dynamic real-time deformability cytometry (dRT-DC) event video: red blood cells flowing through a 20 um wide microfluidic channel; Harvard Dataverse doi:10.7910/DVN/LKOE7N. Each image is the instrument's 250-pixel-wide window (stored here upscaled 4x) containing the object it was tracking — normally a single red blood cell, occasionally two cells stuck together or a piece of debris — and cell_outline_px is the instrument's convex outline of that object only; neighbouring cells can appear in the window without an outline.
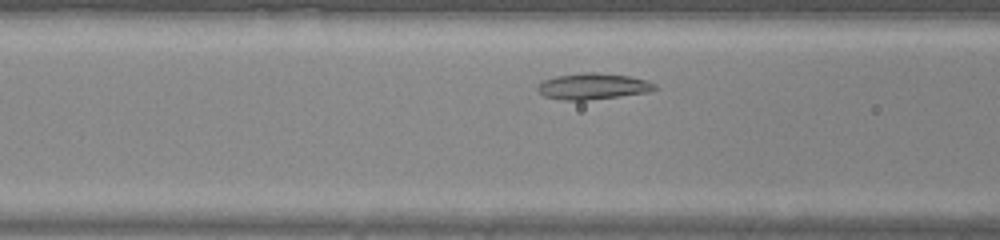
{"species": "common noctule bat (a hibernating species)", "species_latin": "Nyctalus noctula", "temperature_condition": "warm", "stored_images_in_passage": 26, "camera_frame_rate_fps": 3000, "um_per_image_px": 0.085, "animal": {"sex": "male", "body_mass_g": 20.0, "forearm_length_mm": 53.3}, "frame": {"image": 1, "passage_image": 7, "time_ms": 2.0, "image_size_px": [1000, 240], "cell_outline_px": [[660, 88], [648, 92], [620, 96], [588, 100], [564, 100], [544, 96], [536, 88], [544, 80], [556, 76], [584, 72], [592, 72], [628, 76], [648, 80], [656, 84]], "centroid_in_image_um": [50.45, 7.34], "position_along_channel_um": 116.2, "area_um2": 17.8}}
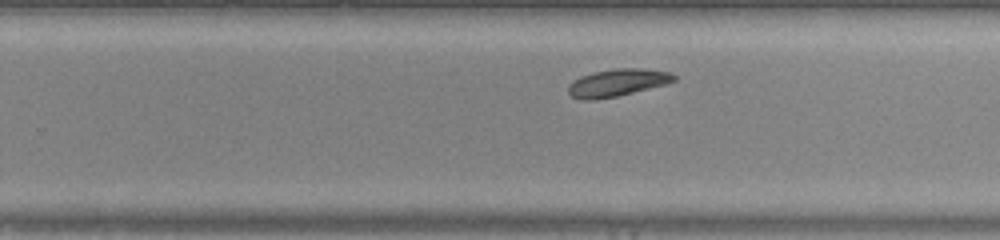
{"frame": {"image": 2, "passage_image": 18, "time_ms": 5.667, "image_size_px": [1000, 240], "cell_outline_px": [[676, 80], [668, 84], [616, 96], [592, 100], [580, 100], [572, 96], [568, 92], [568, 84], [572, 80], [580, 76], [592, 72], [616, 68], [644, 68], [668, 72], [676, 76]], "centroid_in_image_um": [52.45, 7.02], "position_along_channel_um": 277.3, "area_um2": 16.99}}
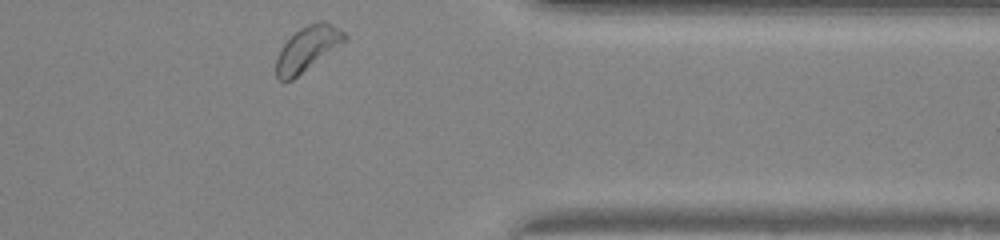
{"frame": {"image": 3, "passage_image": 26, "time_ms": 8.333, "image_size_px": [1000, 240], "cell_outline_px": [[348, 40], [292, 80], [284, 84], [276, 76], [276, 60], [284, 44], [300, 28], [308, 24], [320, 20], [324, 20], [340, 28], [348, 36]], "centroid_in_image_um": [26.17, 4.14], "position_along_channel_um": 385.2, "area_um2": 17.86}}